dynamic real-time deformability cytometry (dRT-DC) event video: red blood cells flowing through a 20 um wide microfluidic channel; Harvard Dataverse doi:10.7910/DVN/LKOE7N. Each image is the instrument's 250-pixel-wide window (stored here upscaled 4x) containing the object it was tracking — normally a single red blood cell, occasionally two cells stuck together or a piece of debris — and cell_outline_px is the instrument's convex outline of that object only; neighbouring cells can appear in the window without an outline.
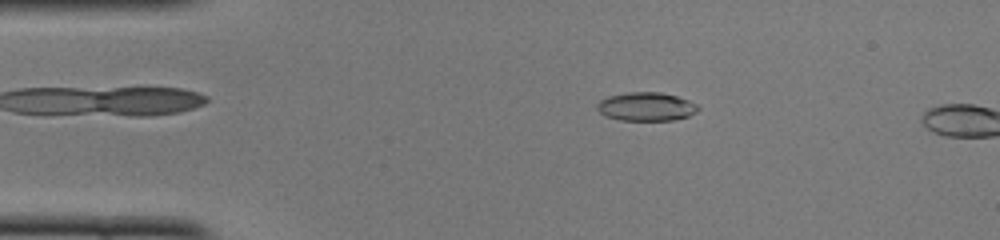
{"species": "common noctule bat (a hibernating species)", "species_latin": "Nyctalus noctula", "temperature_condition": "cold", "stored_images_in_passage": 5, "camera_frame_rate_fps": 3000, "um_per_image_px": 0.085, "animal": {"sex": "female", "body_mass_g": 22.0, "forearm_length_mm": 56.7}, "frame": {"image": 1, "passage_image": 3, "time_ms": 0.667, "image_size_px": [1000, 240], "cell_outline_px": [[700, 108], [696, 112], [688, 116], [672, 120], [620, 120], [608, 116], [600, 112], [596, 108], [596, 104], [600, 100], [608, 96], [628, 92], [660, 92], [676, 96], [688, 100], [696, 104]], "centroid_in_image_um": [54.92, 9.05], "position_along_channel_um": 30.1, "area_um2": 16.7}}